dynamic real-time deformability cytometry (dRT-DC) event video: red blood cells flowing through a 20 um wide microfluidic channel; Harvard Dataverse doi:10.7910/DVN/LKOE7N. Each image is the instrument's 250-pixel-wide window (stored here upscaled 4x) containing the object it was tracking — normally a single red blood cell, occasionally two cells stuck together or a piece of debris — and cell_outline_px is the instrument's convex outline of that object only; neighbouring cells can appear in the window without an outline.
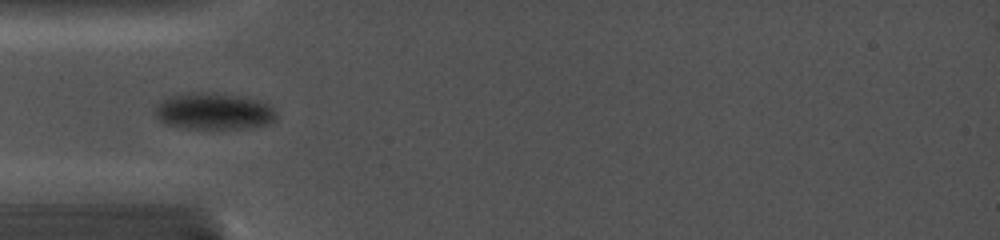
{"species": "common noctule bat (a hibernating species)", "species_latin": "Nyctalus noctula", "temperature_condition": "cold", "stored_images_in_passage": 42, "camera_frame_rate_fps": 5000, "um_per_image_px": 0.085, "animal": {"sex": "female", "body_mass_g": 19.0, "forearm_length_mm": 56.7}, "frame": {"image": 1, "passage_image": 1, "time_ms": 0.0, "image_size_px": [1000, 240], "cell_outline_px": [[276, 116], [268, 124], [244, 128], [184, 128], [164, 124], [156, 116], [156, 104], [160, 100], [168, 96], [180, 92], [212, 92], [260, 100], [268, 104], [276, 112]], "centroid_in_image_um": [18.1, 9.44], "position_along_channel_um": 66.9, "area_um2": 25.95}}
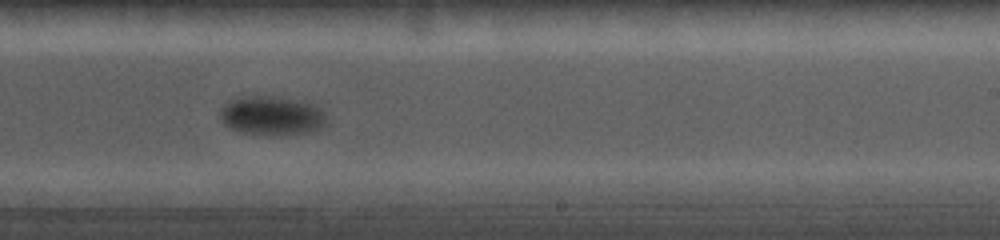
{"frame": {"image": 2, "passage_image": 18, "time_ms": 5.2, "image_size_px": [1000, 240], "cell_outline_px": [[324, 124], [320, 128], [308, 132], [272, 136], [240, 132], [228, 128], [220, 120], [220, 112], [224, 104], [228, 100], [244, 96], [272, 96], [300, 100], [320, 108], [324, 112]], "centroid_in_image_um": [23.03, 9.84], "position_along_channel_um": 266.0, "area_um2": 24.33}}
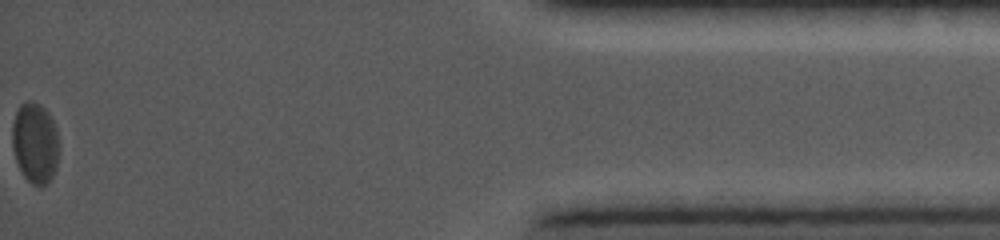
{"frame": {"image": 3, "passage_image": 42, "time_ms": 11.2, "image_size_px": [1000, 240], "cell_outline_px": [[60, 148], [56, 168], [52, 176], [40, 188], [32, 184], [24, 176], [16, 160], [12, 148], [12, 124], [16, 112], [20, 104], [28, 100], [32, 100], [40, 104], [48, 112], [56, 128], [60, 140]], "centroid_in_image_um": [3.0, 12.13], "position_along_channel_um": 432.2, "area_um2": 22.37}}